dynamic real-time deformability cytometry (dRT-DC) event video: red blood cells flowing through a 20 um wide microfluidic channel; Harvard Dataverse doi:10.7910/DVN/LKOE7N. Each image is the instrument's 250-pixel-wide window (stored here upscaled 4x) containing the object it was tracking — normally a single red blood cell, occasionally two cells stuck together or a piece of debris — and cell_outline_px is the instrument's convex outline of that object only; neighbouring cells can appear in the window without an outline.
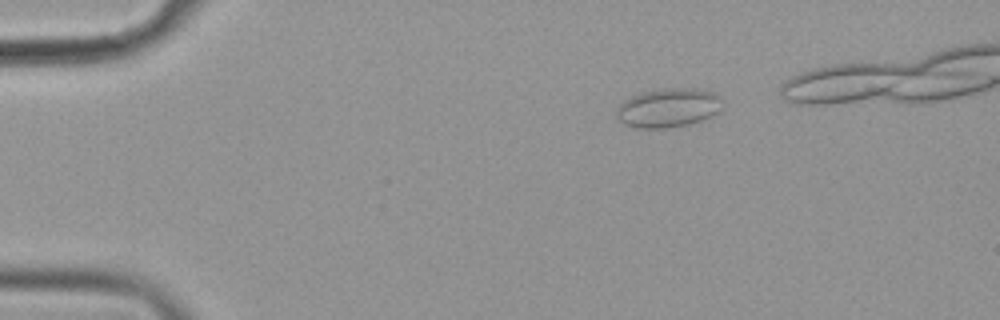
{"species": "common noctule bat (a hibernating species)", "species_latin": "Nyctalus noctula", "temperature_condition": "cold", "stored_images_in_passage": 46, "camera_frame_rate_fps": 3000, "um_per_image_px": 0.085, "animal": {"sex": "female", "body_mass_g": 19.9}, "frame": {"image": 1, "passage_image": 6, "time_ms": 1.667, "image_size_px": [1000, 320], "cell_outline_px": [[720, 112], [712, 116], [688, 124], [664, 128], [636, 128], [624, 124], [616, 120], [616, 108], [624, 100], [640, 92], [672, 88], [696, 88], [712, 92], [720, 96]], "centroid_in_image_um": [56.76, 9.17], "position_along_channel_um": 28.2, "area_um2": 24.1}}
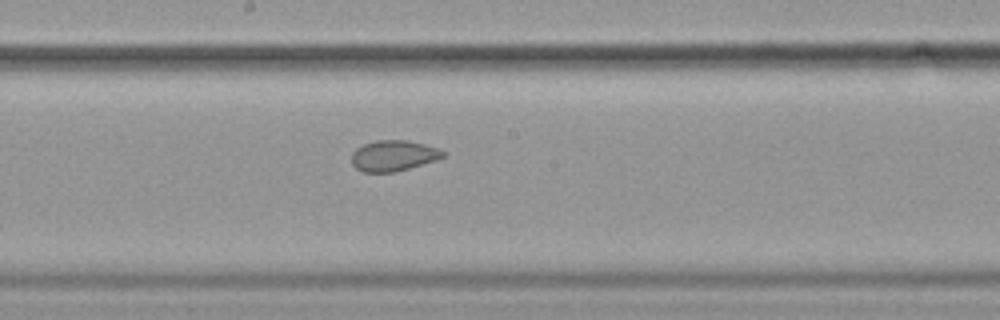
{"frame": {"image": 2, "passage_image": 27, "time_ms": 8.667, "image_size_px": [1000, 320], "cell_outline_px": [[444, 156], [436, 160], [408, 168], [392, 172], [364, 172], [356, 168], [352, 164], [352, 152], [356, 148], [364, 144], [376, 140], [408, 140], [424, 144], [436, 148], [444, 152]], "centroid_in_image_um": [33.41, 13.22], "position_along_channel_um": 214.8, "area_um2": 16.18}}
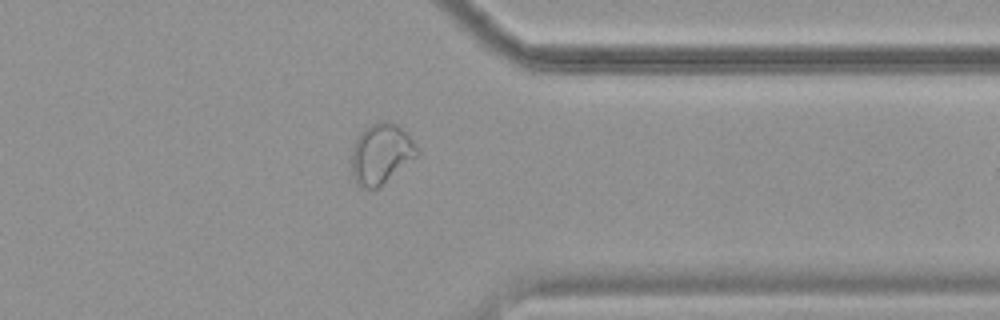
{"frame": {"image": 3, "passage_image": 41, "time_ms": 13.333, "image_size_px": [1000, 320], "cell_outline_px": [[420, 156], [376, 188], [360, 188], [356, 184], [352, 176], [352, 148], [360, 132], [364, 128], [380, 120], [388, 120], [400, 124], [408, 132], [420, 152]], "centroid_in_image_um": [32.43, 13.03], "position_along_channel_um": 379.0, "area_um2": 23.58}, "authors_computed_cell_mechanics": {"area_um2": 18.2937, "velocity_mm_per_s": 3.6012, "shape_relaxation_time_tau1_ms": null, "shape_relaxation_time_tau2_ms": 1.4697, "deformation_change_tau1": null, "deformation_change_tau2": 0.0577}}